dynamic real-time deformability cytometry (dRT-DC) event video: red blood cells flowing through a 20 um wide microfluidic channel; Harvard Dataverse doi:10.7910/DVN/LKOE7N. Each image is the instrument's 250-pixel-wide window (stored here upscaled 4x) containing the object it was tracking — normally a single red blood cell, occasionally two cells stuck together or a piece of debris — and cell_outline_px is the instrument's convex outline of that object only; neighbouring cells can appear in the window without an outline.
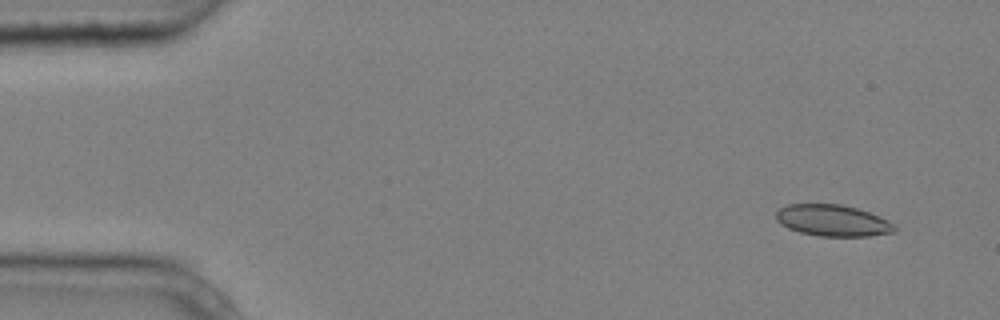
{"species": "common noctule bat (a hibernating species)", "species_latin": "Nyctalus noctula", "temperature_condition": "cold", "stored_images_in_passage": 4, "camera_frame_rate_fps": 3000, "um_per_image_px": 0.085, "animal": {"sex": "male", "body_mass_g": 20.4}, "frame": {"image": 1, "passage_image": 1, "time_ms": 0.0, "image_size_px": [1000, 320], "cell_outline_px": [[896, 232], [868, 236], [820, 236], [800, 232], [788, 228], [780, 224], [776, 220], [776, 212], [780, 208], [788, 204], [840, 204], [856, 208], [868, 212], [888, 220], [896, 228]], "centroid_in_image_um": [70.76, 18.74], "position_along_channel_um": 14.2, "area_um2": 21.62}}
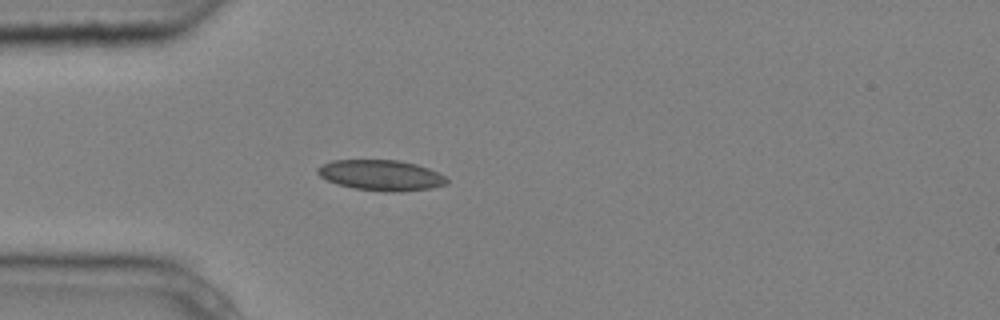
{"frame": {"image": 2, "passage_image": 4, "time_ms": 1.0, "image_size_px": [1000, 320], "cell_outline_px": [[448, 184], [432, 188], [400, 192], [384, 192], [352, 188], [336, 184], [320, 176], [316, 172], [316, 168], [320, 164], [332, 160], [396, 160], [416, 164], [428, 168], [444, 176], [448, 180]], "centroid_in_image_um": [32.36, 14.9], "position_along_channel_um": 52.6, "area_um2": 23.24}}